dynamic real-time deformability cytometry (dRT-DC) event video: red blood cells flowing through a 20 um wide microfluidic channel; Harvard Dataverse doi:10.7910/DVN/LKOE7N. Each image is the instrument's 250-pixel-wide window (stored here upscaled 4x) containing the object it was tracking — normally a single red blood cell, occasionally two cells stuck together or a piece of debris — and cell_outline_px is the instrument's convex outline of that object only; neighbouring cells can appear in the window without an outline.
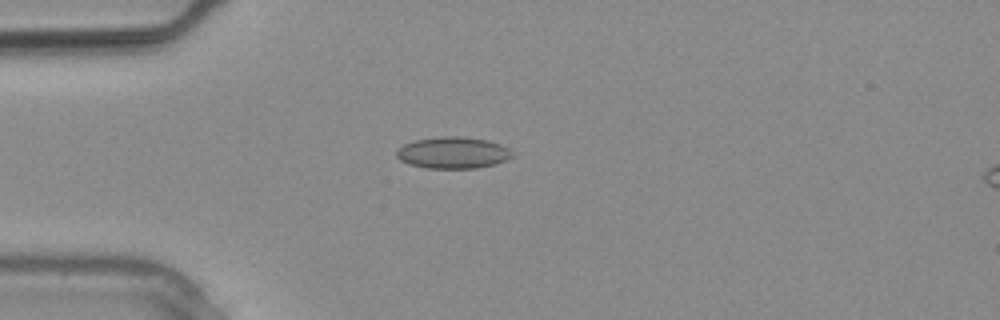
{"species": "common noctule bat (a hibernating species)", "species_latin": "Nyctalus noctula", "temperature_condition": "warm", "stored_images_in_passage": 4, "camera_frame_rate_fps": 3000, "um_per_image_px": 0.085, "animal": {"sex": "male", "body_mass_g": 20.4}, "frame": {"image": 1, "passage_image": 3, "time_ms": 0.667, "image_size_px": [1000, 320], "cell_outline_px": [[512, 156], [508, 160], [496, 164], [476, 168], [428, 168], [408, 164], [400, 160], [396, 156], [396, 148], [404, 144], [416, 140], [440, 136], [460, 136], [488, 140], [500, 144], [508, 148], [512, 152]], "centroid_in_image_um": [38.49, 12.98], "position_along_channel_um": 46.5, "area_um2": 21.44}}